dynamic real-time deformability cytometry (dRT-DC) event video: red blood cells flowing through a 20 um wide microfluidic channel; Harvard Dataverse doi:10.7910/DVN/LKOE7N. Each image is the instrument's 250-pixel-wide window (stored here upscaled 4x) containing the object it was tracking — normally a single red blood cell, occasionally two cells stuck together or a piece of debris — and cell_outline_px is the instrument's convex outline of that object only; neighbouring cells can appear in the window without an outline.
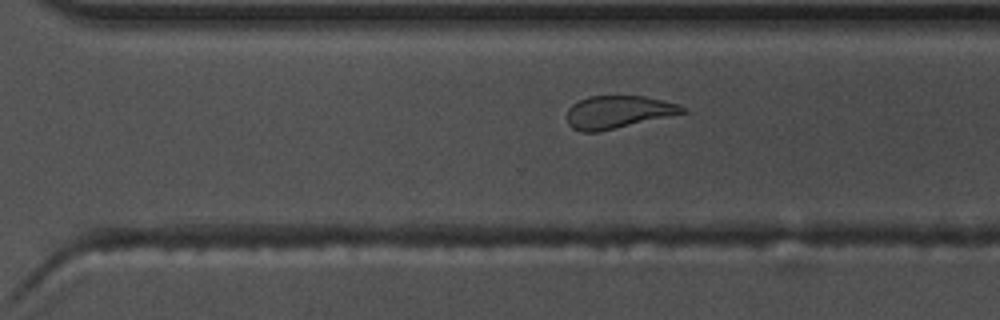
{"species": "common noctule bat (a hibernating species)", "species_latin": "Nyctalus noctula", "temperature_condition": "warm", "stored_images_in_passage": 38, "camera_frame_rate_fps": 3000, "um_per_image_px": 0.085, "animal": {"sex": "male", "body_mass_g": 17.5, "forearm_length_mm": 52.3}, "frame": {"image": 1, "passage_image": 21, "time_ms": 6.667, "image_size_px": [1000, 320], "cell_outline_px": [[688, 112], [600, 132], [580, 132], [572, 128], [568, 124], [568, 108], [572, 104], [588, 96], [644, 96], [680, 104]], "centroid_in_image_um": [52.54, 9.53], "position_along_channel_um": 318.1, "area_um2": 22.08}}
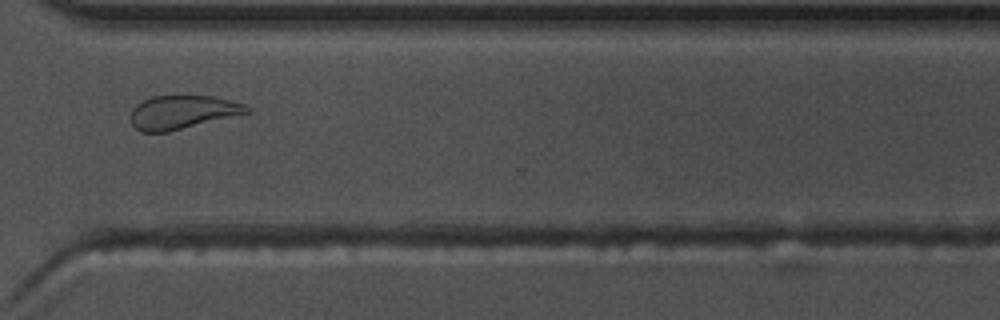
{"frame": {"image": 2, "passage_image": 24, "time_ms": 7.667, "image_size_px": [1000, 320], "cell_outline_px": [[252, 112], [168, 132], [140, 132], [132, 124], [128, 116], [132, 108], [136, 104], [152, 96], [212, 96], [244, 104]], "centroid_in_image_um": [15.45, 9.55], "position_along_channel_um": 355.1, "area_um2": 22.77}}
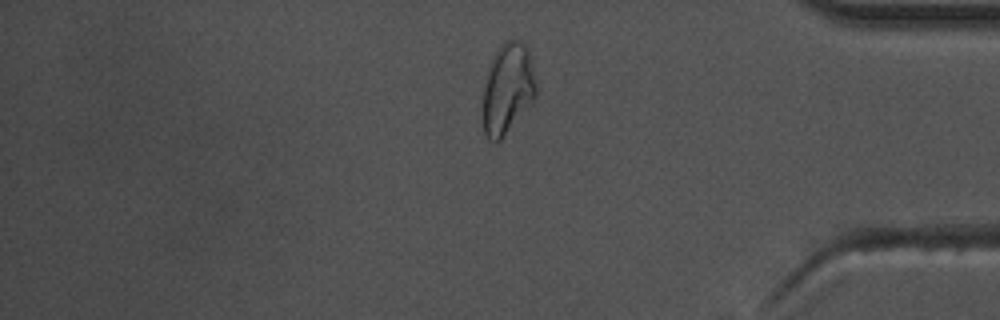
{"frame": {"image": 3, "passage_image": 29, "time_ms": 9.333, "image_size_px": [1000, 320], "cell_outline_px": [[536, 96], [504, 136], [500, 140], [492, 144], [488, 140], [484, 132], [484, 84], [492, 56], [500, 44], [508, 40], [520, 40], [528, 48], [536, 84]], "centroid_in_image_um": [43.14, 7.52], "position_along_channel_um": 392.1, "area_um2": 27.86}}